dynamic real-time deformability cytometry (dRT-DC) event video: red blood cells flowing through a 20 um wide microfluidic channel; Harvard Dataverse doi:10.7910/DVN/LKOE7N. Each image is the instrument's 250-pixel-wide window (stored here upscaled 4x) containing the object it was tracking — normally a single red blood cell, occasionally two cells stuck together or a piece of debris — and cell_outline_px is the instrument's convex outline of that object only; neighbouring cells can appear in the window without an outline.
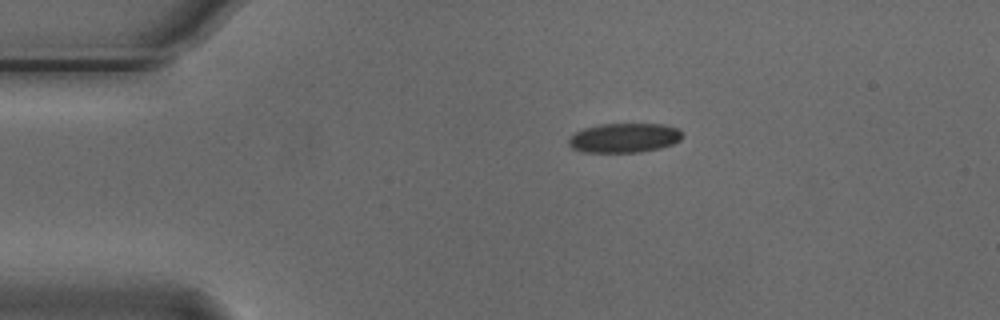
{"species": "Egyptian fruit bat (a non-hibernating species)", "species_latin": "Rousettus aegyptiacus", "temperature_condition": "cold", "stored_images_in_passage": 45, "camera_frame_rate_fps": 3000, "um_per_image_px": 0.085, "animal": {"sex": "male"}, "frame": {"image": 1, "passage_image": 1, "time_ms": 0.0, "image_size_px": [1000, 320], "cell_outline_px": [[684, 136], [680, 140], [672, 144], [660, 148], [640, 152], [584, 152], [572, 148], [568, 144], [568, 140], [576, 132], [584, 128], [600, 124], [664, 124], [680, 128]], "centroid_in_image_um": [53.1, 11.71], "position_along_channel_um": 31.9, "area_um2": 19.59}}
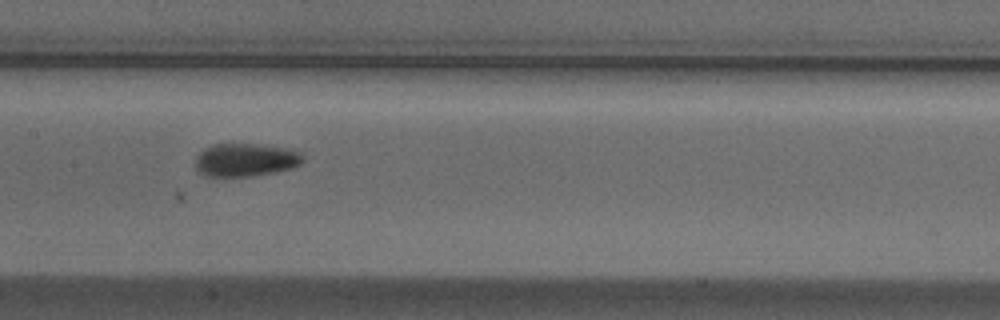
{"frame": {"image": 2, "passage_image": 17, "time_ms": 5.333, "image_size_px": [1000, 320], "cell_outline_px": [[304, 160], [300, 164], [292, 168], [276, 172], [252, 176], [208, 176], [200, 172], [196, 168], [196, 156], [204, 148], [212, 144], [256, 144], [284, 148], [296, 152], [304, 156]], "centroid_in_image_um": [20.86, 13.59], "position_along_channel_um": 186.5, "area_um2": 20.58}}
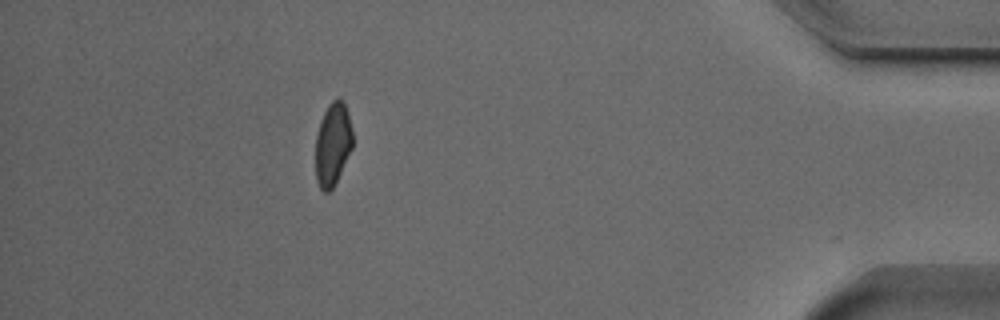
{"frame": {"image": 3, "passage_image": 39, "time_ms": 12.667, "image_size_px": [1000, 320], "cell_outline_px": [[352, 148], [332, 188], [328, 192], [324, 192], [320, 188], [316, 180], [316, 136], [320, 120], [328, 104], [332, 100], [340, 96], [344, 100], [348, 112], [352, 128]], "centroid_in_image_um": [28.28, 12.18], "position_along_channel_um": 406.9, "area_um2": 17.98}, "authors_computed_cell_mechanics": {"area_um2": 19.7098, "velocity_mm_per_s": 3.7533, "shape_relaxation_time_tau1_ms": 3.8814, "shape_relaxation_time_tau2_ms": null, "deformation_change_tau1": 0.1024, "deformation_change_tau2": null}}